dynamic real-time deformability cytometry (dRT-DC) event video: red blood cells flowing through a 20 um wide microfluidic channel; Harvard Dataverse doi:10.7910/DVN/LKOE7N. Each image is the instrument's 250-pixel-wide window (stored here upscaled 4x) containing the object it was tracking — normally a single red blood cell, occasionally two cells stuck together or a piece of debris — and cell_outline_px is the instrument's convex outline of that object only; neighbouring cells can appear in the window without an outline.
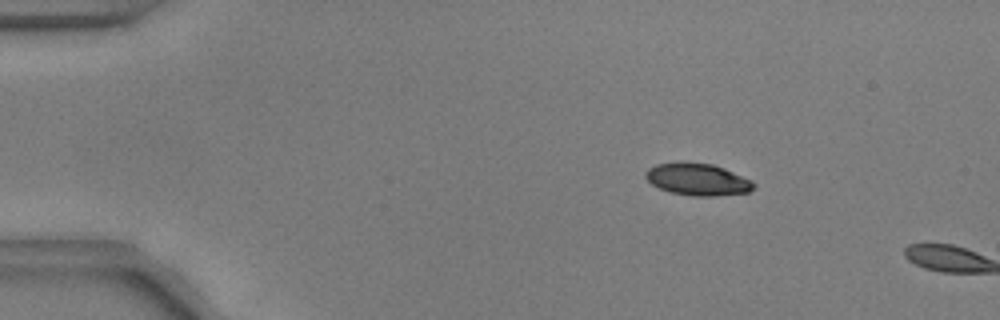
{"species": "common noctule bat (a hibernating species)", "species_latin": "Nyctalus noctula", "temperature_condition": "warm", "stored_images_in_passage": 4, "camera_frame_rate_fps": 3000, "um_per_image_px": 0.085, "animal": {"sex": "male", "body_mass_g": 17.9, "forearm_length_mm": 54.2}, "frame": {"image": 1, "passage_image": 3, "time_ms": 0.667, "image_size_px": [1000, 320], "cell_outline_px": [[756, 184], [748, 192], [716, 196], [692, 196], [672, 192], [660, 188], [652, 184], [644, 176], [644, 172], [648, 168], [656, 164], [680, 160], [712, 164], [724, 168], [752, 180]], "centroid_in_image_um": [59.27, 15.22], "position_along_channel_um": 25.7, "area_um2": 20.46}}